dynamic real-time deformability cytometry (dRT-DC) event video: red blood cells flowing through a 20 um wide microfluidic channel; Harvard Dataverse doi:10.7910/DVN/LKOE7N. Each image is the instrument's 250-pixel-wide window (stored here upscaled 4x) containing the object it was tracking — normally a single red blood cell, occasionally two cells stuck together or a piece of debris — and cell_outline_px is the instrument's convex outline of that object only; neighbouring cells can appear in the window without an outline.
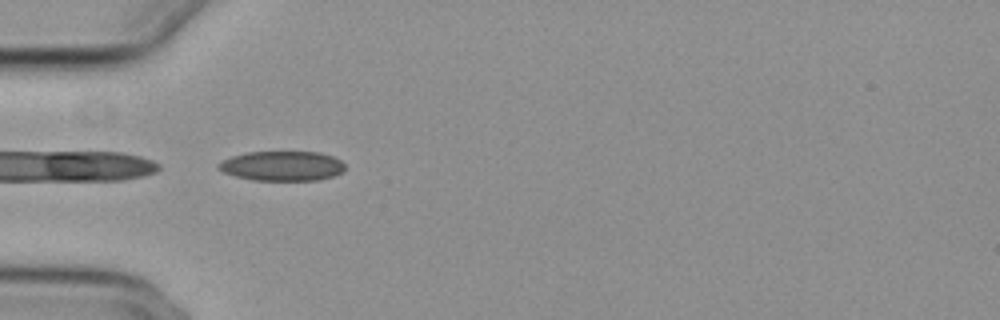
{"species": "common noctule bat (a hibernating species)", "species_latin": "Nyctalus noctula", "temperature_condition": "cold", "stored_images_in_passage": 37, "camera_frame_rate_fps": 3000, "um_per_image_px": 0.085, "animal": {"sex": "female", "body_mass_g": 29.2, "forearm_length_mm": 56.3}, "frame": {"image": 1, "passage_image": 1, "time_ms": 0.0, "image_size_px": [1000, 320], "cell_outline_px": [[344, 172], [320, 180], [252, 180], [236, 176], [224, 172], [216, 168], [216, 164], [232, 156], [248, 152], [320, 152], [332, 156], [340, 160], [344, 164]], "centroid_in_image_um": [23.99, 14.11], "position_along_channel_um": 61.0, "area_um2": 21.91}}
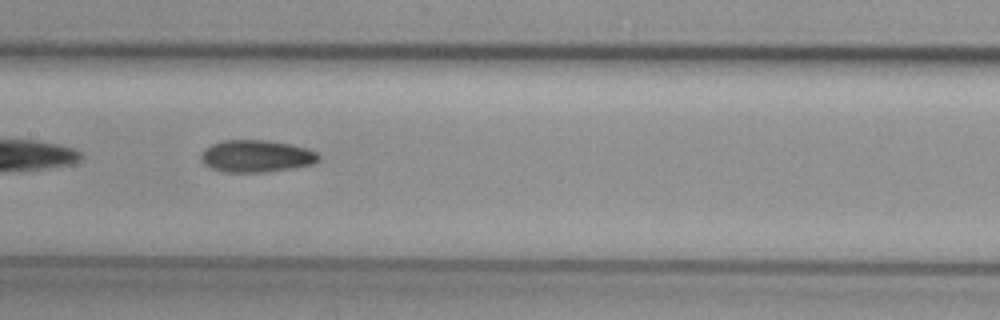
{"frame": {"image": 2, "passage_image": 11, "time_ms": 3.333, "image_size_px": [1000, 320], "cell_outline_px": [[320, 160], [312, 164], [292, 168], [264, 172], [224, 172], [212, 168], [204, 164], [200, 156], [204, 148], [212, 144], [224, 140], [264, 140], [288, 144], [304, 148], [316, 152], [320, 156]], "centroid_in_image_um": [21.76, 13.27], "position_along_channel_um": 185.6, "area_um2": 21.85}}
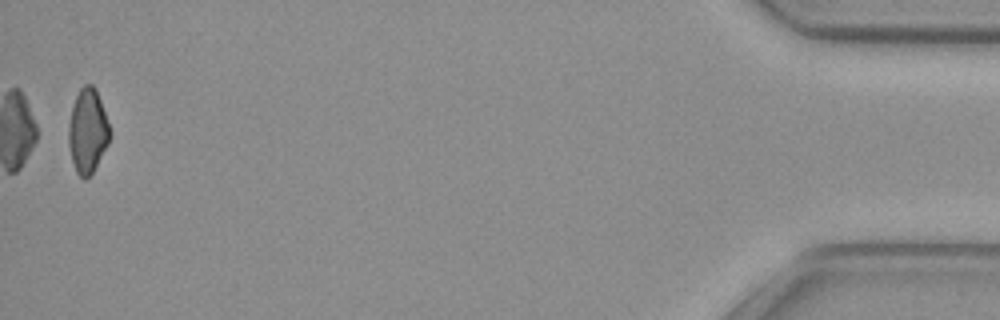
{"frame": {"image": 3, "passage_image": 37, "time_ms": 12.0, "image_size_px": [1000, 320], "cell_outline_px": [[112, 132], [108, 144], [92, 172], [84, 180], [76, 172], [72, 160], [68, 140], [68, 124], [72, 108], [76, 96], [80, 88], [84, 84], [92, 84], [96, 88]], "centroid_in_image_um": [7.46, 11.1], "position_along_channel_um": 427.7, "area_um2": 20.23}}